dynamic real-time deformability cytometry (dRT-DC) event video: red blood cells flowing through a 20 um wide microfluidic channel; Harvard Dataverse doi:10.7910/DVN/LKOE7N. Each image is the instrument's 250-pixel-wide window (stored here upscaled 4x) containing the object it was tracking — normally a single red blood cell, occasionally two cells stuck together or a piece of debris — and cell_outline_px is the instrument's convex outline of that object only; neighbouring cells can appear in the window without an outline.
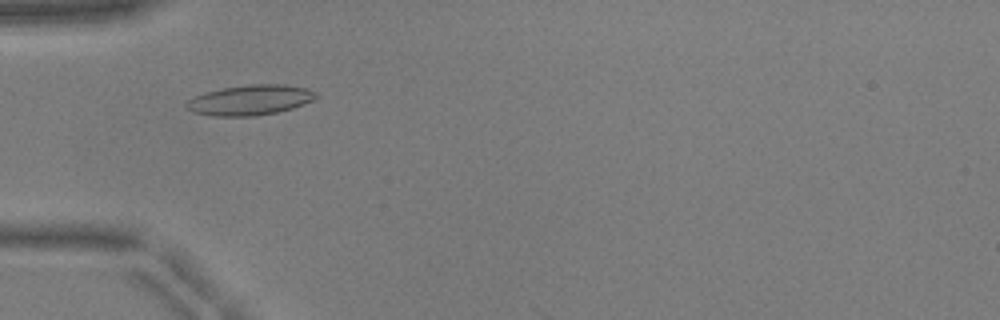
{"species": "common noctule bat (a hibernating species)", "species_latin": "Nyctalus noctula", "temperature_condition": "warm", "stored_images_in_passage": 49, "camera_frame_rate_fps": 3000, "um_per_image_px": 0.085, "animal": {"sex": "male", "body_mass_g": 17.9, "forearm_length_mm": 54.2}, "frame": {"image": 1, "passage_image": 14, "time_ms": 4.333, "image_size_px": [1000, 320], "cell_outline_px": [[316, 96], [312, 100], [304, 104], [292, 108], [276, 112], [256, 116], [212, 116], [192, 112], [184, 108], [184, 104], [188, 100], [204, 92], [224, 88], [252, 84], [284, 84], [304, 88], [316, 92]], "centroid_in_image_um": [21.2, 8.51], "position_along_channel_um": 63.8, "area_um2": 22.72}}
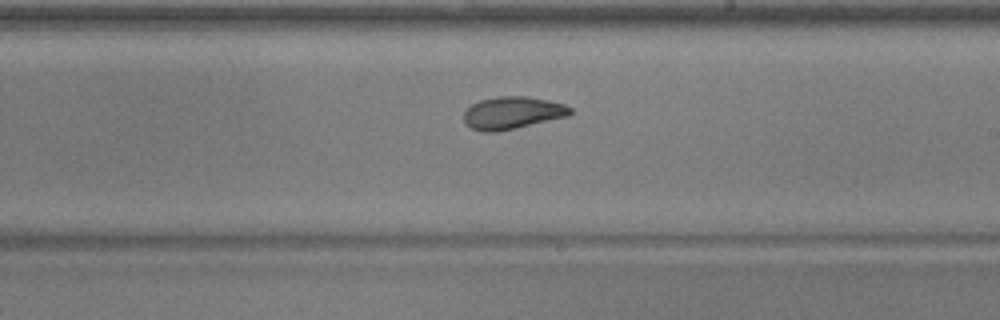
{"frame": {"image": 2, "passage_image": 28, "time_ms": 9.0, "image_size_px": [1000, 320], "cell_outline_px": [[572, 112], [568, 116], [516, 128], [496, 132], [480, 132], [464, 124], [464, 112], [472, 104], [480, 100], [496, 96], [528, 96], [548, 100], [564, 104], [572, 108]], "centroid_in_image_um": [43.54, 9.59], "position_along_channel_um": 245.5, "area_um2": 20.23}}
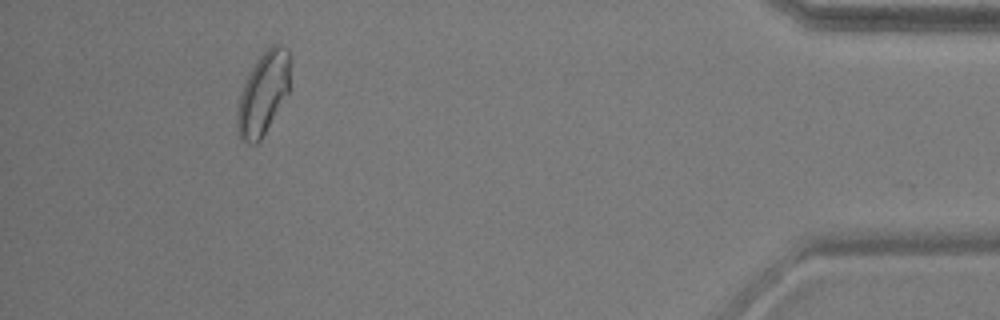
{"frame": {"image": 3, "passage_image": 45, "time_ms": 14.667, "image_size_px": [1000, 320], "cell_outline_px": [[288, 92], [260, 140], [256, 144], [248, 144], [240, 140], [236, 128], [236, 116], [240, 96], [244, 84], [256, 60], [272, 44], [280, 44], [288, 48]], "centroid_in_image_um": [22.33, 7.98], "position_along_channel_um": 412.9, "area_um2": 24.85}, "authors_computed_cell_mechanics": {"area_um2": 20.9814, "velocity_mm_per_s": 3.9408, "shape_relaxation_time_tau1_ms": 3.9177, "shape_relaxation_time_tau2_ms": 1.5811, "deformation_change_tau1": 0.125, "deformation_change_tau2": 0.0736}}